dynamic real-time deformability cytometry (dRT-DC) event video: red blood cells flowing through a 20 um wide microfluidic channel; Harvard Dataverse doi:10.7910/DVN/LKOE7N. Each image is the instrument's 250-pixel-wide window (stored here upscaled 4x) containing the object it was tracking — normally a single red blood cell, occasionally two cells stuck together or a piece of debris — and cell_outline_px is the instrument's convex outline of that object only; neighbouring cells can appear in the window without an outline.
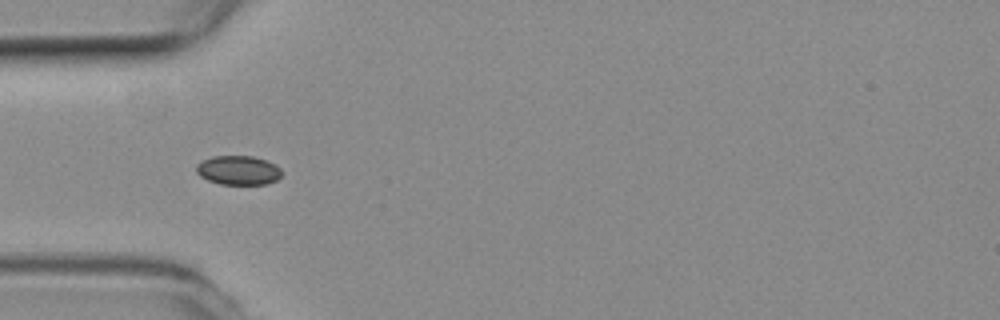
{"species": "common noctule bat (a hibernating species)", "species_latin": "Nyctalus noctula", "temperature_condition": "room temperature", "stored_images_in_passage": 4, "camera_frame_rate_fps": 3000, "um_per_image_px": 0.085, "animal": {"sex": "female", "body_mass_g": 19.3, "forearm_length_mm": 54.1}, "frame": {"image": 1, "passage_image": 4, "time_ms": 1.0, "image_size_px": [1000, 320], "cell_outline_px": [[280, 176], [276, 180], [268, 184], [220, 184], [208, 180], [200, 176], [196, 172], [196, 164], [212, 156], [252, 156], [268, 160], [276, 164], [280, 168]], "centroid_in_image_um": [20.26, 14.47], "position_along_channel_um": 64.7, "area_um2": 14.57}}